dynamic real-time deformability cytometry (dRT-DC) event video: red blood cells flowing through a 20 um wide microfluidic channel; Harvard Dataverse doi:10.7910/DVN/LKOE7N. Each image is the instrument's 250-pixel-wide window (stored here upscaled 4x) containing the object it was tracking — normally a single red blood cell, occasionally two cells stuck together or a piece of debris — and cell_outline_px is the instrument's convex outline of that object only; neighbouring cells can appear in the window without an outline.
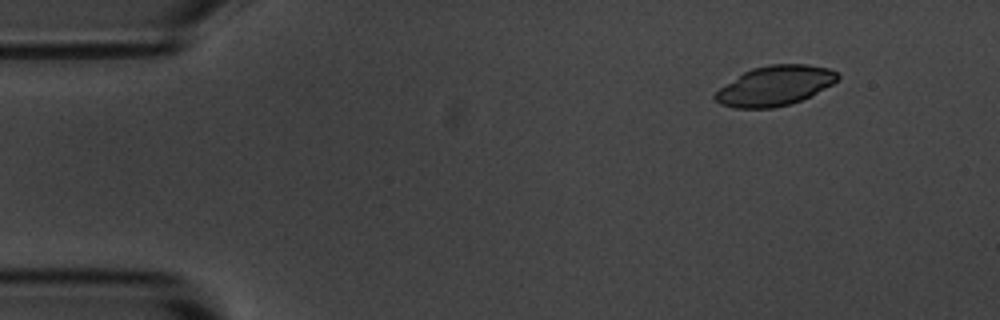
{"species": "common noctule bat (a hibernating species)", "species_latin": "Nyctalus noctula", "temperature_condition": "room temperature", "stored_images_in_passage": 3, "camera_frame_rate_fps": 3000, "um_per_image_px": 0.085, "animal": {"sex": "male", "body_mass_g": 20.1, "forearm_length_mm": 53.5}, "frame": {"image": 1, "passage_image": 1, "time_ms": 0.0, "image_size_px": [1000, 320], "cell_outline_px": [[840, 76], [832, 84], [800, 100], [788, 104], [772, 108], [732, 108], [720, 104], [712, 96], [720, 88], [744, 72], [752, 68], [768, 64], [808, 64], [828, 68], [836, 72]], "centroid_in_image_um": [65.84, 7.28], "position_along_channel_um": 19.2, "area_um2": 28.09}}